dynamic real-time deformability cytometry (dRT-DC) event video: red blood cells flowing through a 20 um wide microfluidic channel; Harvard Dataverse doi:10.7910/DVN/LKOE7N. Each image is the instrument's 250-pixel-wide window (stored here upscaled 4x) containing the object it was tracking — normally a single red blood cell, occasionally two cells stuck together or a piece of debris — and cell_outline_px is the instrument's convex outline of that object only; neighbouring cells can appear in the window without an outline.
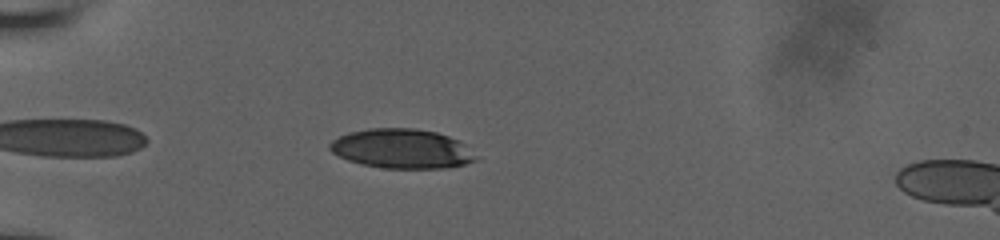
{"species": "human", "species_latin": "Homo sapiens", "temperature_condition": "room temperature", "stored_images_in_passage": 38, "camera_frame_rate_fps": 3000, "um_per_image_px": 0.085, "donor": {"sex": "male"}, "frame": {"image": 1, "passage_image": 4, "time_ms": 1.0, "image_size_px": [1000, 240], "cell_outline_px": [[476, 160], [464, 164], [448, 168], [384, 168], [360, 164], [348, 160], [332, 152], [328, 148], [328, 144], [332, 140], [348, 132], [368, 128], [416, 128], [436, 132], [460, 140], [476, 156]], "centroid_in_image_um": [34.13, 12.63], "position_along_channel_um": 50.9, "area_um2": 33.64}}
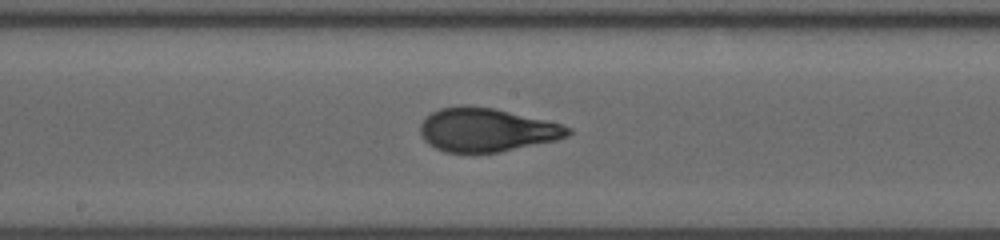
{"frame": {"image": 2, "passage_image": 18, "time_ms": 5.667, "image_size_px": [1000, 240], "cell_outline_px": [[572, 132], [568, 136], [556, 140], [500, 152], [444, 152], [428, 144], [420, 136], [420, 124], [432, 112], [440, 108], [464, 104], [492, 108], [544, 120], [560, 124], [572, 128]], "centroid_in_image_um": [41.33, 11.04], "position_along_channel_um": 206.9, "area_um2": 37.34}}
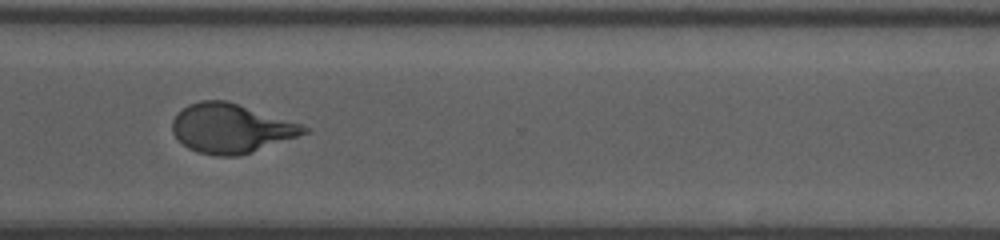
{"frame": {"image": 3, "passage_image": 29, "time_ms": 9.333, "image_size_px": [1000, 240], "cell_outline_px": [[312, 128], [308, 132], [236, 156], [216, 156], [196, 152], [188, 148], [172, 132], [172, 120], [188, 104], [200, 100], [228, 100]], "centroid_in_image_um": [19.59, 10.89], "position_along_channel_um": 351.0, "area_um2": 37.11}, "authors_computed_cell_mechanics": {"area_um2": 36.9053, "velocity_mm_per_s": 3.9529, "shape_relaxation_time_tau1_ms": 7.0119, "shape_relaxation_time_tau2_ms": 0.636, "deformation_change_tau1": 0.2651, "deformation_change_tau2": 0.0634}}